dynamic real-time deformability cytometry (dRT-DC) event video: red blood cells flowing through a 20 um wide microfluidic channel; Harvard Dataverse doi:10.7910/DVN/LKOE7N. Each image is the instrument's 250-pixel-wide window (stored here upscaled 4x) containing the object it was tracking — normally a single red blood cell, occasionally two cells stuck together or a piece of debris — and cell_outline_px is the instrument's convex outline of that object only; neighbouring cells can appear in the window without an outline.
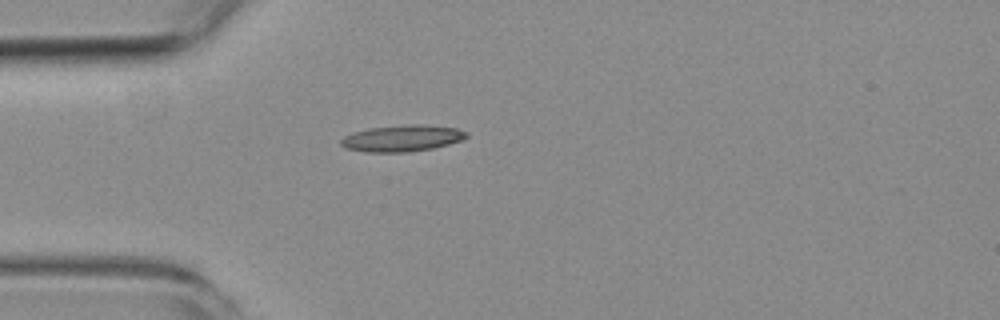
{"species": "common noctule bat (a hibernating species)", "species_latin": "Nyctalus noctula", "temperature_condition": "room temperature", "stored_images_in_passage": 1, "camera_frame_rate_fps": 3000, "um_per_image_px": 0.085, "animal": {"sex": "female", "body_mass_g": 19.3, "forearm_length_mm": 54.1}, "frame": {"image": 1, "passage_image": 1, "time_ms": 0.0, "image_size_px": [1000, 320], "cell_outline_px": [[468, 136], [460, 140], [448, 144], [432, 148], [408, 152], [364, 152], [344, 148], [340, 144], [340, 140], [344, 136], [352, 132], [368, 128], [408, 124], [416, 124], [456, 128], [468, 132]], "centroid_in_image_um": [34.12, 11.75], "position_along_channel_um": 50.9, "area_um2": 19.36}}